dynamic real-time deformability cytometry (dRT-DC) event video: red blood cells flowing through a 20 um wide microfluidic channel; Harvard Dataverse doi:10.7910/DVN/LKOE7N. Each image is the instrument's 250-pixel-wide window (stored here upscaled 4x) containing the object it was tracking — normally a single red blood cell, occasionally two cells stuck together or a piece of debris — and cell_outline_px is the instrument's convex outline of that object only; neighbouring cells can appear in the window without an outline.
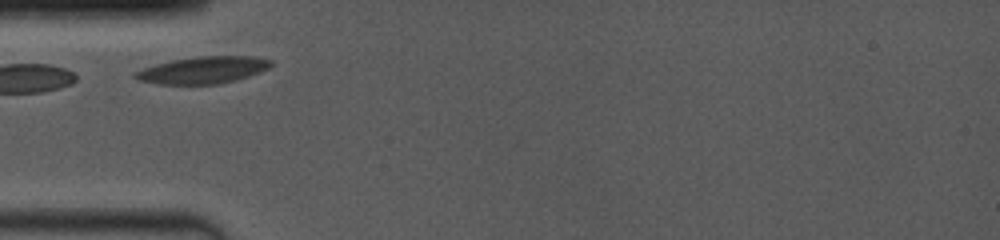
{"species": "common noctule bat (a hibernating species)", "species_latin": "Nyctalus noctula", "temperature_condition": "room temperature", "stored_images_in_passage": 2, "camera_frame_rate_fps": 4000, "um_per_image_px": 0.085, "animal": {"sex": "female", "body_mass_g": 19.0, "forearm_length_mm": 53.3}, "frame": {"image": 1, "passage_image": 1, "time_ms": 0.0, "image_size_px": [1000, 240], "cell_outline_px": [[272, 64], [268, 68], [260, 72], [236, 80], [216, 84], [160, 84], [140, 80], [132, 76], [136, 72], [144, 68], [156, 64], [172, 60], [196, 56], [252, 56], [272, 60]], "centroid_in_image_um": [17.28, 5.95], "position_along_channel_um": 67.7, "area_um2": 21.15}}